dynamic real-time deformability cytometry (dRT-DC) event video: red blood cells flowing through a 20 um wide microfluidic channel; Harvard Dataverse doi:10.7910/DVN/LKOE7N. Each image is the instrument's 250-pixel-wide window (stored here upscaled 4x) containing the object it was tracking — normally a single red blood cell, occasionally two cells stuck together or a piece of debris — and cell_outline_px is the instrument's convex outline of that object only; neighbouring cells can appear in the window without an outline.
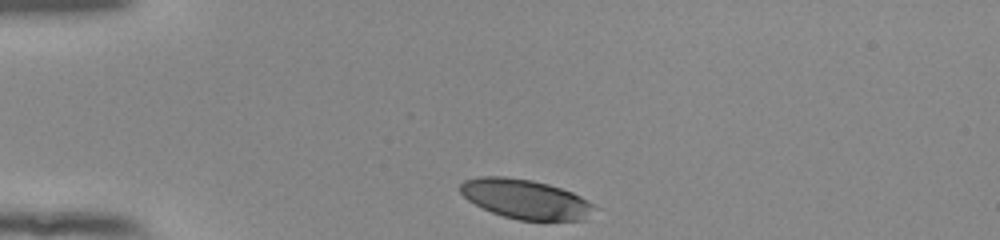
{"species": "human", "species_latin": "Homo sapiens", "temperature_condition": "room temperature", "stored_images_in_passage": 33, "camera_frame_rate_fps": 3000, "um_per_image_px": 0.085, "donor": {"sex": "female"}, "frame": {"image": 1, "passage_image": 1, "time_ms": 0.0, "image_size_px": [1000, 240], "cell_outline_px": [[600, 208], [588, 220], [516, 220], [492, 212], [468, 200], [460, 192], [460, 184], [464, 180], [480, 176], [504, 176], [532, 180], [548, 184], [572, 192], [588, 200]], "centroid_in_image_um": [44.74, 16.93], "position_along_channel_um": 40.3, "area_um2": 31.15}}
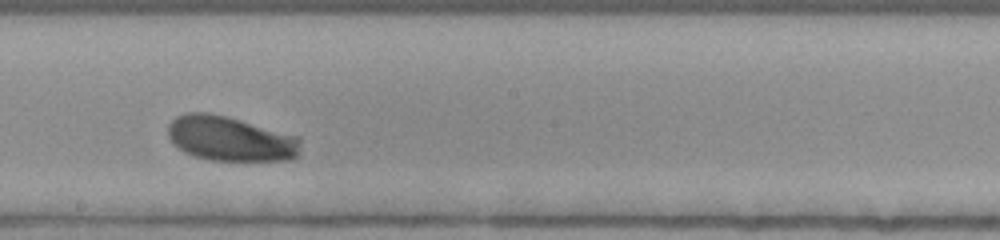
{"frame": {"image": 2, "passage_image": 19, "time_ms": 6.0, "image_size_px": [1000, 240], "cell_outline_px": [[300, 144], [296, 156], [292, 160], [208, 160], [184, 152], [168, 136], [168, 124], [176, 116], [184, 112], [208, 112], [240, 120], [300, 136]], "centroid_in_image_um": [19.57, 11.78], "position_along_channel_um": 228.6, "area_um2": 34.45}}
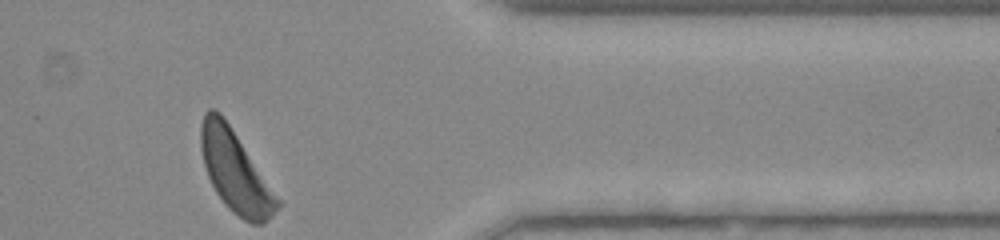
{"frame": {"image": 3, "passage_image": 33, "time_ms": 10.667, "image_size_px": [1000, 240], "cell_outline_px": [[284, 204], [264, 224], [252, 224], [244, 220], [232, 212], [224, 204], [216, 192], [208, 176], [204, 164], [200, 148], [200, 124], [204, 112], [208, 108], [216, 108], [224, 116]], "centroid_in_image_um": [20.02, 14.57], "position_along_channel_um": 391.4, "area_um2": 36.76}, "authors_computed_cell_mechanics": {"area_um2": 34.4488, "velocity_mm_per_s": 3.8346, "shape_relaxation_time_tau1_ms": 1.2776, "shape_relaxation_time_tau2_ms": null, "deformation_change_tau1": 0.0974, "deformation_change_tau2": null}}